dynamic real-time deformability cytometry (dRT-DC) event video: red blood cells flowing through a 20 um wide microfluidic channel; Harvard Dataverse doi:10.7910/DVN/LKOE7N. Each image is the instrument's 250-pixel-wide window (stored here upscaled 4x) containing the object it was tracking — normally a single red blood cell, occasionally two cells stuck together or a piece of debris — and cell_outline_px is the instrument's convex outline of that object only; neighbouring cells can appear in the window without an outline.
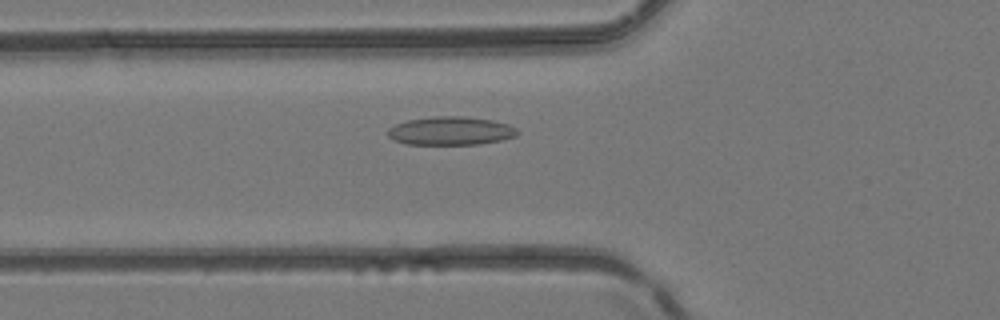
{"species": "common noctule bat (a hibernating species)", "species_latin": "Nyctalus noctula", "temperature_condition": "room temperature", "stored_images_in_passage": 4, "camera_frame_rate_fps": 3000, "um_per_image_px": 0.085, "animal": {"sex": "female", "body_mass_g": 24.6, "forearm_length_mm": 56.2}, "frame": {"image": 1, "passage_image": 4, "time_ms": 1.0, "image_size_px": [1000, 320], "cell_outline_px": [[520, 132], [516, 136], [500, 140], [480, 144], [408, 144], [392, 140], [388, 136], [388, 128], [396, 124], [408, 120], [432, 116], [464, 116], [492, 120], [508, 124], [516, 128]], "centroid_in_image_um": [38.31, 11.12], "position_along_channel_um": 87.5, "area_um2": 21.5}}